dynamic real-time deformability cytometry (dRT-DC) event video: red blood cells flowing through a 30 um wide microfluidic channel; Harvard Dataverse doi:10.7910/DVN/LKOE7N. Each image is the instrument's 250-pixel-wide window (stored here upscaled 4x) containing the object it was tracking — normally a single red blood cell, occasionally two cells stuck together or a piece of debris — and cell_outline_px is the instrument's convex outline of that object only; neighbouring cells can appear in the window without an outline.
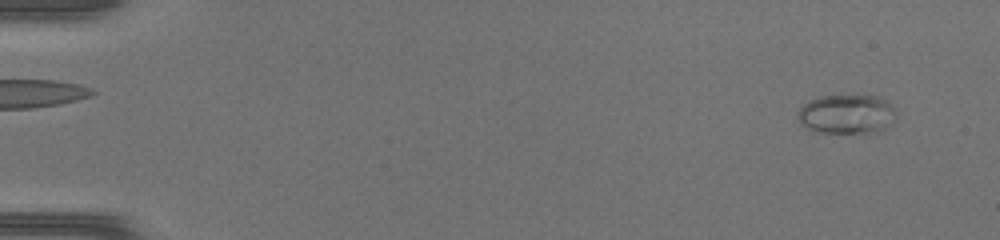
{"species": "common noctule bat (a hibernating species)", "species_latin": "Nyctalus noctula", "temperature_condition": "warm", "stored_images_in_passage": 49, "camera_frame_rate_fps": 3000, "um_per_image_px": 0.085, "animal": {"sex": "female", "body_mass_g": 17.0, "forearm_length_mm": 48.0}, "frame": {"image": 1, "passage_image": 3, "time_ms": 0.667, "image_size_px": [1000, 240], "cell_outline_px": [[896, 116], [880, 132], [820, 132], [808, 128], [800, 124], [796, 116], [796, 112], [808, 100], [820, 96], [880, 96], [888, 100], [896, 108]], "centroid_in_image_um": [71.97, 9.68], "position_along_channel_um": 13.0, "area_um2": 22.6}}
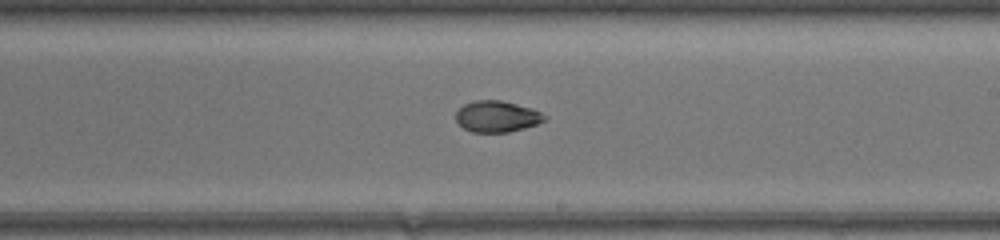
{"frame": {"image": 2, "passage_image": 30, "time_ms": 9.667, "image_size_px": [1000, 240], "cell_outline_px": [[548, 116], [544, 120], [536, 124], [524, 128], [508, 132], [472, 132], [464, 128], [456, 120], [456, 112], [464, 104], [476, 100], [500, 100], [532, 108]], "centroid_in_image_um": [42.24, 9.9], "position_along_channel_um": 246.8, "area_um2": 16.01}}
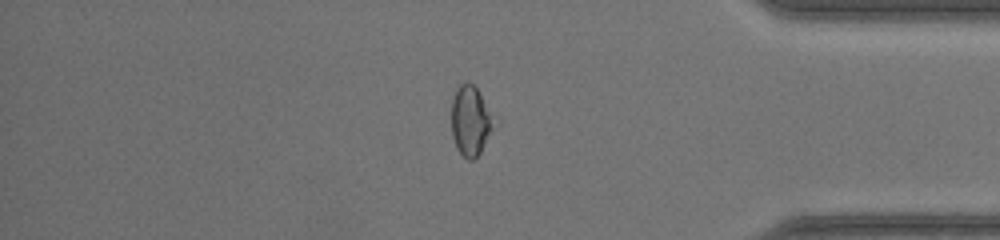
{"frame": {"image": 3, "passage_image": 42, "time_ms": 13.667, "image_size_px": [1000, 240], "cell_outline_px": [[492, 128], [480, 152], [472, 160], [468, 160], [456, 148], [452, 136], [452, 100], [460, 84], [468, 80], [476, 88], [480, 96], [488, 116]], "centroid_in_image_um": [39.9, 10.29], "position_along_channel_um": 395.3, "area_um2": 16.01}, "authors_computed_cell_mechanics": {"area_um2": 17.051, "velocity_mm_per_s": 4.2648, "shape_relaxation_time_tau1_ms": null, "shape_relaxation_time_tau2_ms": 1.9716, "deformation_change_tau1": null, "deformation_change_tau2": 0.0432}}